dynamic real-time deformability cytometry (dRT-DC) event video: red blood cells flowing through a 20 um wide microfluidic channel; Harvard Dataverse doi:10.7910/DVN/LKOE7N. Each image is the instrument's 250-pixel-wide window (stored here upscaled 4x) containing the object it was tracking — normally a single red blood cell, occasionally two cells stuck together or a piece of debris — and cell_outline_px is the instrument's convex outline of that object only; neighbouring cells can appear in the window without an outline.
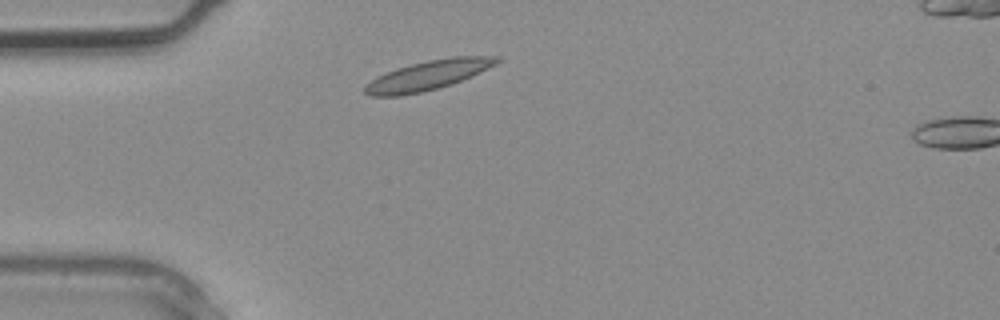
{"species": "common noctule bat (a hibernating species)", "species_latin": "Nyctalus noctula", "temperature_condition": "warm", "stored_images_in_passage": 2, "camera_frame_rate_fps": 3000, "um_per_image_px": 0.085, "animal": {"sex": "male", "body_mass_g": 20.4}, "frame": {"image": 1, "passage_image": 1, "time_ms": 0.0, "image_size_px": [1000, 320], "cell_outline_px": [[500, 60], [496, 64], [480, 72], [452, 84], [420, 92], [400, 96], [368, 96], [364, 92], [364, 88], [376, 76], [396, 68], [428, 60], [452, 56], [500, 56]], "centroid_in_image_um": [36.38, 6.39], "position_along_channel_um": 48.6, "area_um2": 22.48}}